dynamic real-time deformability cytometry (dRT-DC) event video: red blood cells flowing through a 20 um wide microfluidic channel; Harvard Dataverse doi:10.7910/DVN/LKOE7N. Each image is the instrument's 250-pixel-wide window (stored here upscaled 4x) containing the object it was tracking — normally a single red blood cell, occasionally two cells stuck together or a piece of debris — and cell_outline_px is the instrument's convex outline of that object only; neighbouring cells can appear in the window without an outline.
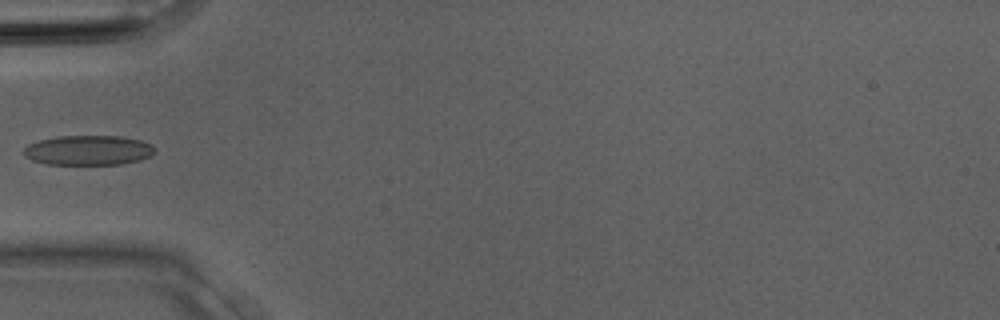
{"species": "Egyptian fruit bat (a non-hibernating species)", "species_latin": "Rousettus aegyptiacus", "temperature_condition": "room temperature", "stored_images_in_passage": 4, "camera_frame_rate_fps": 3000, "um_per_image_px": 0.085, "animal": {"sex": "male"}, "frame": {"image": 1, "passage_image": 4, "time_ms": 1.0, "image_size_px": [1000, 320], "cell_outline_px": [[152, 152], [148, 156], [140, 160], [120, 164], [48, 164], [32, 160], [24, 156], [24, 148], [28, 144], [40, 140], [56, 136], [120, 136], [140, 140], [152, 144]], "centroid_in_image_um": [7.46, 12.76], "position_along_channel_um": 77.5, "area_um2": 22.54}}